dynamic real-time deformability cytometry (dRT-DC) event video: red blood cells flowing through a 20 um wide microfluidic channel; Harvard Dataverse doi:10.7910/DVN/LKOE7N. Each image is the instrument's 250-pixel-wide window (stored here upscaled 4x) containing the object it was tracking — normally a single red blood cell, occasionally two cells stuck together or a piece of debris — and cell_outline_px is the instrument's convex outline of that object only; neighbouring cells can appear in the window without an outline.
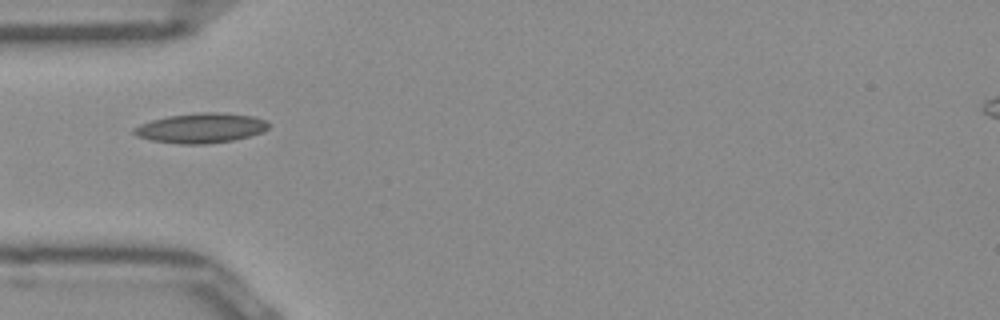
{"species": "Egyptian fruit bat (a non-hibernating species)", "species_latin": "Rousettus aegyptiacus", "temperature_condition": "room temperature", "stored_images_in_passage": 21, "camera_frame_rate_fps": 3000, "um_per_image_px": 0.085, "frame": {"image": 1, "passage_image": 1, "time_ms": 0.0, "image_size_px": [1000, 320], "cell_outline_px": [[272, 124], [268, 128], [260, 132], [248, 136], [232, 140], [204, 144], [184, 144], [152, 140], [136, 136], [132, 132], [132, 128], [140, 124], [152, 120], [168, 116], [196, 112], [220, 112], [252, 116], [268, 120]], "centroid_in_image_um": [17.08, 10.87], "position_along_channel_um": 67.9, "area_um2": 23.41}}